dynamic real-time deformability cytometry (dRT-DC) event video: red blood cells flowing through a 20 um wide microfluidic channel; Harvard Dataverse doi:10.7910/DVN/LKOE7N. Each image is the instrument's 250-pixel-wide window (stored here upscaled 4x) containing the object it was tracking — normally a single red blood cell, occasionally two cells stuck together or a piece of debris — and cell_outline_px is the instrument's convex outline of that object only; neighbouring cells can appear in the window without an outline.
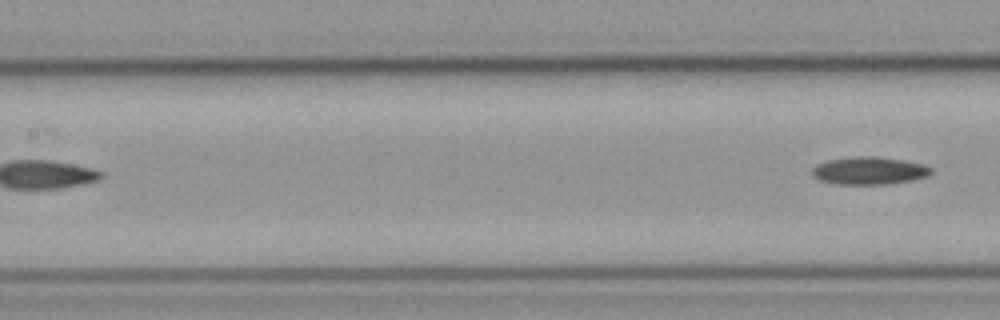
{"species": "common noctule bat (a hibernating species)", "species_latin": "Nyctalus noctula", "temperature_condition": "cold", "stored_images_in_passage": 5, "segment_of_instrument_passage": [2, 2], "camera_frame_rate_fps": 3000, "um_per_image_px": 0.085, "animal": {"sex": "male", "body_mass_g": 23.1, "forearm_length_mm": 52.7}, "frame": {"image": 1, "passage_image": 5, "time_ms": 1.333, "image_size_px": [1000, 320], "cell_outline_px": [[932, 172], [928, 176], [912, 180], [884, 184], [836, 184], [820, 180], [812, 176], [812, 168], [816, 164], [828, 160], [856, 156], [876, 156], [900, 160], [920, 164], [932, 168]], "centroid_in_image_um": [73.84, 14.51], "position_along_channel_um": 133.6, "area_um2": 19.02}}